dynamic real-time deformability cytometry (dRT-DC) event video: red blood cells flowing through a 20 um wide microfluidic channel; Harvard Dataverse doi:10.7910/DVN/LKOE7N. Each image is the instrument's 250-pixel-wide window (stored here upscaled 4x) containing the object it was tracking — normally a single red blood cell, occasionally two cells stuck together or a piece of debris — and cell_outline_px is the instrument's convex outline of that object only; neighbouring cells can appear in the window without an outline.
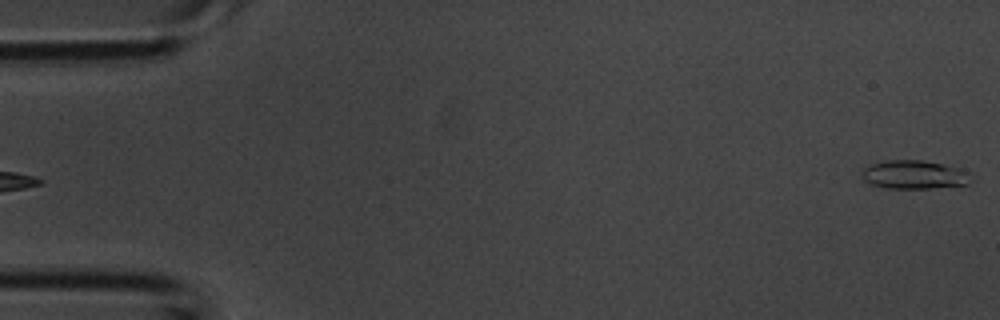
{"species": "common noctule bat (a hibernating species)", "species_latin": "Nyctalus noctula", "temperature_condition": "room temperature", "stored_images_in_passage": 4, "camera_frame_rate_fps": 3000, "um_per_image_px": 0.085, "animal": {"sex": "male", "body_mass_g": 20.1, "forearm_length_mm": 53.5}, "frame": {"image": 1, "passage_image": 4, "time_ms": 1.0, "image_size_px": [1000, 320], "cell_outline_px": [[976, 180], [968, 184], [932, 188], [888, 188], [868, 184], [860, 176], [860, 172], [864, 168], [872, 164], [888, 160], [920, 160], [960, 168], [972, 172]], "centroid_in_image_um": [77.76, 14.86], "position_along_channel_um": 7.2, "area_um2": 18.5}}